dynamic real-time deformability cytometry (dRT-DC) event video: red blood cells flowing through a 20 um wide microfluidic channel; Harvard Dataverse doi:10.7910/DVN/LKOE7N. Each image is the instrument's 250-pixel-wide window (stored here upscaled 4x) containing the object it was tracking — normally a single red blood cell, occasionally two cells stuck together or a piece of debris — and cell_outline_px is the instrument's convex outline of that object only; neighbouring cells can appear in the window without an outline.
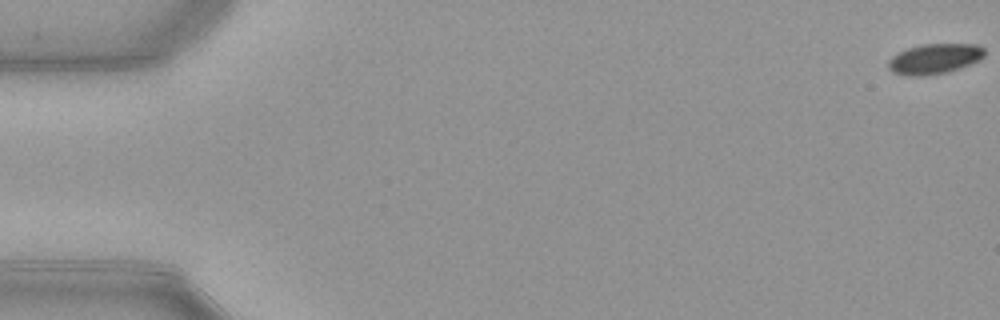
{"species": "common noctule bat (a hibernating species)", "species_latin": "Nyctalus noctula", "temperature_condition": "warm", "stored_images_in_passage": 54, "camera_frame_rate_fps": 3000, "um_per_image_px": 0.085, "animal": {"sex": "female", "body_mass_g": 21.9}, "frame": {"image": 1, "passage_image": 1, "time_ms": 0.0, "image_size_px": [1000, 320], "cell_outline_px": [[984, 56], [968, 64], [944, 72], [924, 76], [904, 76], [892, 72], [888, 68], [888, 60], [892, 56], [908, 48], [920, 44], [976, 44], [984, 48]], "centroid_in_image_um": [79.36, 4.99], "position_along_channel_um": 5.6, "area_um2": 16.7}}
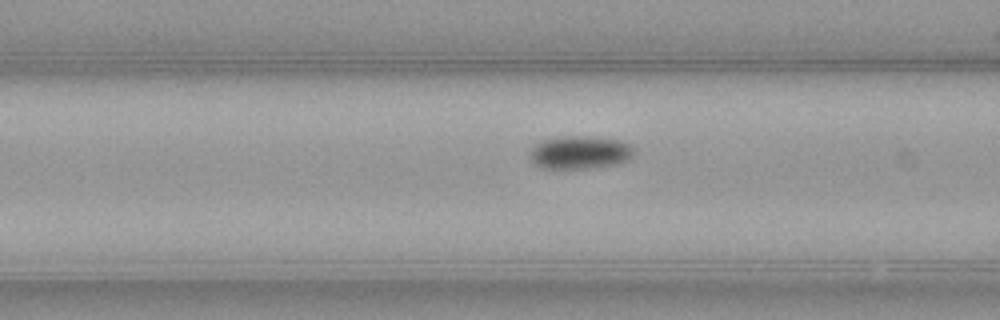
{"frame": {"image": 2, "passage_image": 22, "time_ms": 7.0, "image_size_px": [1000, 320], "cell_outline_px": [[632, 156], [628, 160], [612, 164], [584, 168], [544, 168], [536, 164], [528, 156], [532, 148], [536, 144], [544, 140], [564, 136], [588, 136], [620, 140], [628, 144], [632, 148]], "centroid_in_image_um": [49.26, 12.94], "position_along_channel_um": 117.3, "area_um2": 19.59}}
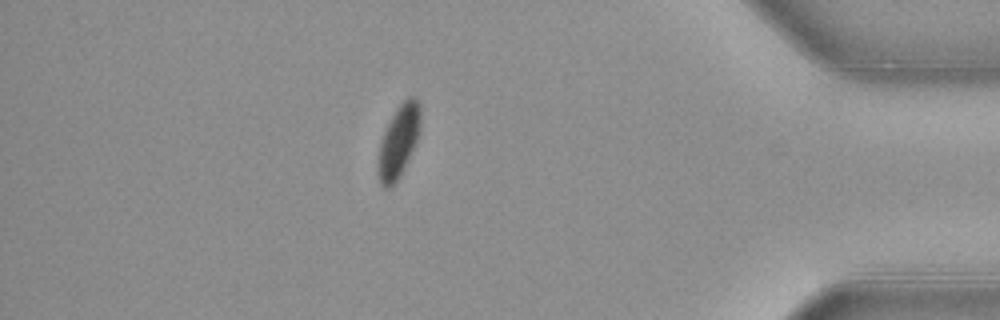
{"frame": {"image": 3, "passage_image": 47, "time_ms": 15.333, "image_size_px": [1000, 320], "cell_outline_px": [[420, 132], [404, 168], [400, 176], [392, 188], [384, 188], [380, 184], [380, 144], [384, 132], [396, 108], [408, 96], [416, 96], [420, 104]], "centroid_in_image_um": [33.93, 11.97], "position_along_channel_um": 401.3, "area_um2": 17.4}, "authors_computed_cell_mechanics": {"area_um2": 18.207, "velocity_mm_per_s": 3.9184, "shape_relaxation_time_tau1_ms": 2.5835, "shape_relaxation_time_tau2_ms": null, "deformation_change_tau1": 0.0811, "deformation_change_tau2": null}}